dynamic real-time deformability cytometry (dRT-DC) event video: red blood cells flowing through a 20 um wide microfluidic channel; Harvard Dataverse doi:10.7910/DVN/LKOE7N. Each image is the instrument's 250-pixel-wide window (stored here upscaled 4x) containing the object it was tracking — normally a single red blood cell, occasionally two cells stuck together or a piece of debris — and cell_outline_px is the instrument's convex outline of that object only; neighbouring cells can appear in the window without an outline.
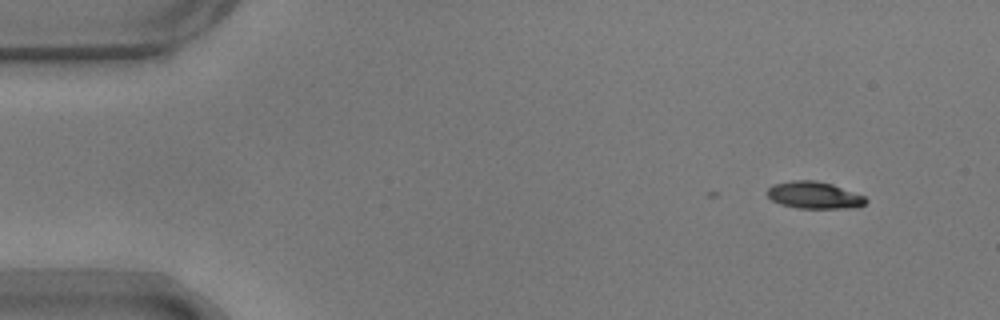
{"species": "common noctule bat (a hibernating species)", "species_latin": "Nyctalus noctula", "temperature_condition": "warm", "stored_images_in_passage": 3, "camera_frame_rate_fps": 3000, "um_per_image_px": 0.085, "animal": {"sex": "male", "body_mass_g": 17.9}, "frame": {"image": 1, "passage_image": 1, "time_ms": 0.0, "image_size_px": [1000, 320], "cell_outline_px": [[868, 200], [864, 204], [856, 208], [800, 208], [780, 204], [772, 200], [768, 196], [768, 188], [772, 184], [792, 180], [816, 180], [832, 184], [864, 196]], "centroid_in_image_um": [69.2, 16.58], "position_along_channel_um": 15.8, "area_um2": 15.49}}